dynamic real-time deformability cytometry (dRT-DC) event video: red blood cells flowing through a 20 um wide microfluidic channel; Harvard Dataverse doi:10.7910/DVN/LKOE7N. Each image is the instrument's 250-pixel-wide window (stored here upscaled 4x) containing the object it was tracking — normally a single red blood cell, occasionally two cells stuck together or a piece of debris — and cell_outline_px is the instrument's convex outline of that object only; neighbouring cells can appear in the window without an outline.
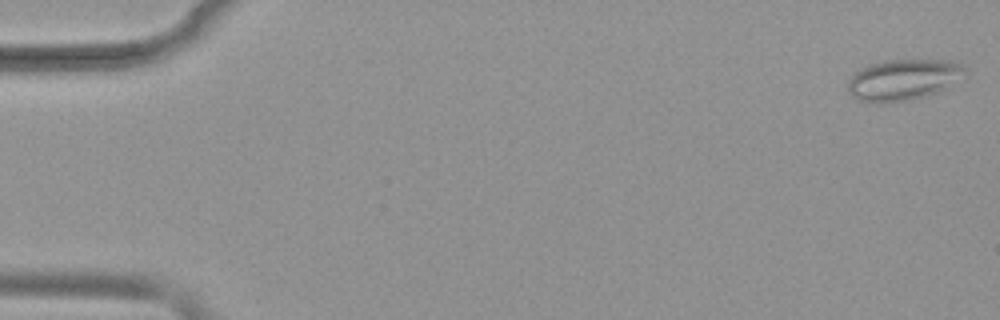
{"species": "common noctule bat (a hibernating species)", "species_latin": "Nyctalus noctula", "temperature_condition": "warm", "stored_images_in_passage": 52, "camera_frame_rate_fps": 3000, "um_per_image_px": 0.085, "animal": {"sex": "female", "body_mass_g": 19.9}, "frame": {"image": 1, "passage_image": 1, "time_ms": 0.0, "image_size_px": [1000, 320], "cell_outline_px": [[968, 76], [948, 88], [924, 96], [904, 100], [880, 104], [856, 100], [848, 92], [848, 80], [860, 68], [868, 64], [888, 60], [944, 60], [964, 64]], "centroid_in_image_um": [76.81, 6.78], "position_along_channel_um": 8.2, "area_um2": 28.44}}
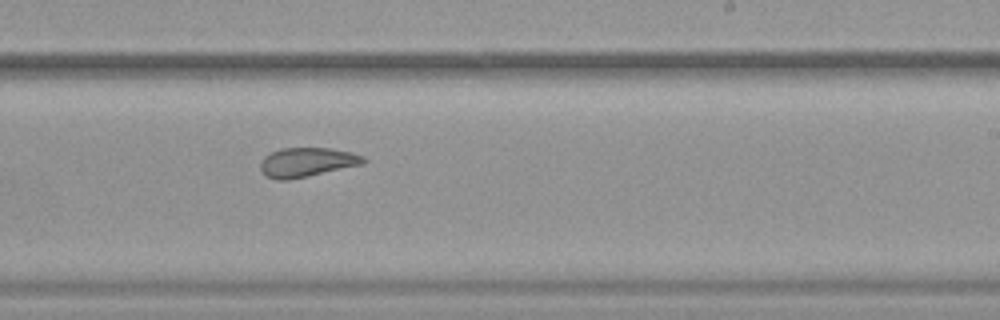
{"frame": {"image": 2, "passage_image": 32, "time_ms": 10.333, "image_size_px": [1000, 320], "cell_outline_px": [[368, 160], [364, 164], [308, 176], [288, 180], [276, 180], [268, 176], [260, 168], [260, 164], [264, 156], [280, 148], [328, 148], [352, 152], [364, 156]], "centroid_in_image_um": [26.13, 13.78], "position_along_channel_um": 262.9, "area_um2": 17.57}}
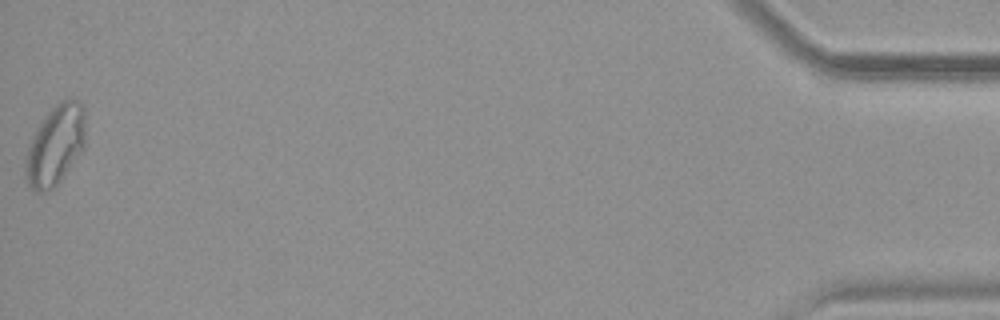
{"frame": {"image": 3, "passage_image": 52, "time_ms": 17.0, "image_size_px": [1000, 320], "cell_outline_px": [[84, 148], [64, 176], [52, 188], [40, 192], [36, 192], [28, 184], [24, 176], [24, 160], [28, 148], [36, 128], [44, 116], [56, 104], [68, 96], [80, 100], [84, 104]], "centroid_in_image_um": [4.7, 12.3], "position_along_channel_um": 430.5, "area_um2": 28.15}, "authors_computed_cell_mechanics": {"area_um2": 22.3975, "velocity_mm_per_s": 3.8959, "shape_relaxation_time_tau1_ms": null, "shape_relaxation_time_tau2_ms": 1.4015, "deformation_change_tau1": null, "deformation_change_tau2": 0.0699}}